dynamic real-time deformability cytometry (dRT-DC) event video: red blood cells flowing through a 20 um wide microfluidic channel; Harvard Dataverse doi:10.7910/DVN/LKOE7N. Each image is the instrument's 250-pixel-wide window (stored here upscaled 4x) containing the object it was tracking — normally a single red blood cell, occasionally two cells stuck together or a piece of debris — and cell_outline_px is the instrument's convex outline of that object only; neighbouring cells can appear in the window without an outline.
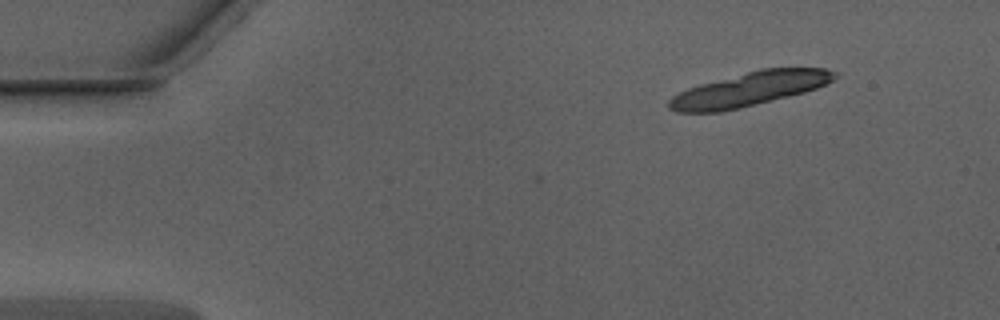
{"species": "Egyptian fruit bat (a non-hibernating species)", "species_latin": "Rousettus aegyptiacus", "temperature_condition": "warm", "stored_images_in_passage": 5, "camera_frame_rate_fps": 3000, "um_per_image_px": 0.085, "animal": {"sex": "male"}, "frame": {"image": 1, "passage_image": 1, "time_ms": 0.0, "image_size_px": [1000, 320], "cell_outline_px": [[840, 76], [816, 88], [804, 92], [740, 108], [720, 112], [676, 112], [668, 108], [668, 100], [672, 96], [688, 88], [700, 84], [760, 68], [828, 68], [836, 72]], "centroid_in_image_um": [63.69, 7.57], "position_along_channel_um": 21.3, "area_um2": 32.66}}